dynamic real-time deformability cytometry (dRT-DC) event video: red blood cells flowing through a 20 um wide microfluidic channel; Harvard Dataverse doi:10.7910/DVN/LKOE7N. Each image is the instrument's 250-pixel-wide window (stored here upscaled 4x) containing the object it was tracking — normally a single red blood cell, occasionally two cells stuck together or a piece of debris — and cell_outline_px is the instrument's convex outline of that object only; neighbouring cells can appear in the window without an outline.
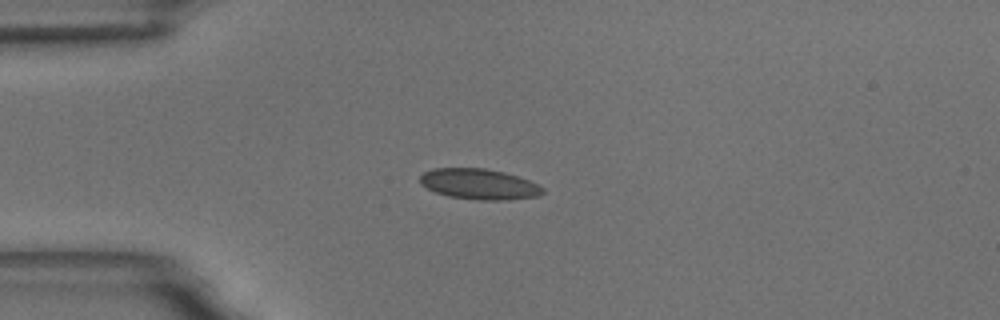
{"species": "common noctule bat (a hibernating species)", "species_latin": "Nyctalus noctula", "temperature_condition": "room temperature", "stored_images_in_passage": 12, "camera_frame_rate_fps": 3000, "um_per_image_px": 0.085, "animal": {"sex": "male", "body_mass_g": 18.8}, "frame": {"image": 1, "passage_image": 3, "time_ms": 3.333, "image_size_px": [1000, 320], "cell_outline_px": [[544, 192], [536, 196], [508, 200], [476, 200], [448, 196], [436, 192], [420, 184], [420, 176], [424, 172], [432, 168], [484, 168], [504, 172], [528, 180], [544, 188]], "centroid_in_image_um": [40.7, 15.65], "position_along_channel_um": 44.3, "area_um2": 21.79}}
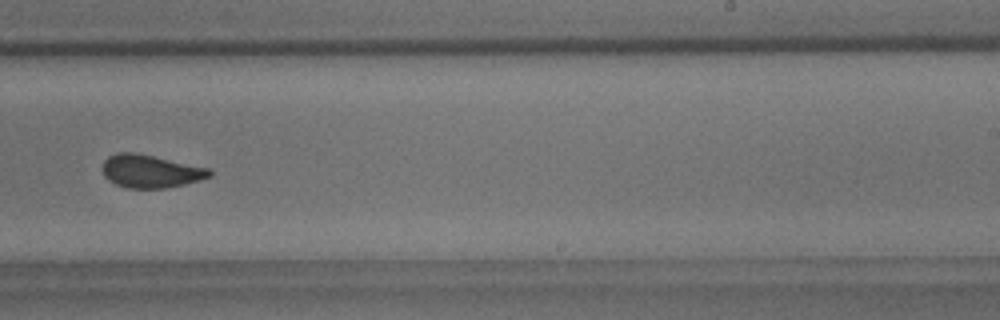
{"frame": {"image": 2, "passage_image": 9, "time_ms": 10.333, "image_size_px": [1000, 320], "cell_outline_px": [[212, 176], [200, 180], [168, 188], [128, 188], [116, 184], [108, 180], [104, 176], [104, 160], [108, 156], [116, 152], [136, 152], [212, 168]], "centroid_in_image_um": [12.84, 14.54], "position_along_channel_um": 276.2, "area_um2": 20.81}}
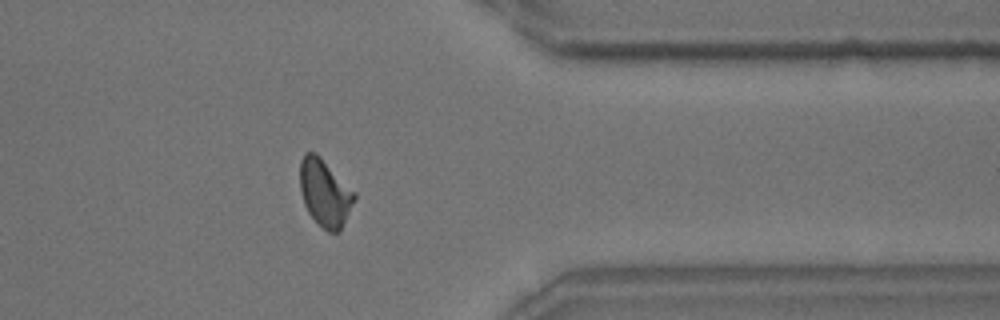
{"frame": {"image": 3, "passage_image": 12, "time_ms": 13.667, "image_size_px": [1000, 320], "cell_outline_px": [[356, 200], [340, 232], [328, 232], [308, 212], [304, 204], [300, 188], [300, 160], [304, 152], [316, 152], [356, 192]], "centroid_in_image_um": [27.64, 16.38], "position_along_channel_um": 383.8, "area_um2": 21.44}, "authors_computed_cell_mechanics": {"area_um2": 21.2415, "velocity_mm_per_s": 3.583, "shape_relaxation_time_tau1_ms": 2.3897, "shape_relaxation_time_tau2_ms": 0.5832, "deformation_change_tau1": 0.0846, "deformation_change_tau2": 0.0233}}